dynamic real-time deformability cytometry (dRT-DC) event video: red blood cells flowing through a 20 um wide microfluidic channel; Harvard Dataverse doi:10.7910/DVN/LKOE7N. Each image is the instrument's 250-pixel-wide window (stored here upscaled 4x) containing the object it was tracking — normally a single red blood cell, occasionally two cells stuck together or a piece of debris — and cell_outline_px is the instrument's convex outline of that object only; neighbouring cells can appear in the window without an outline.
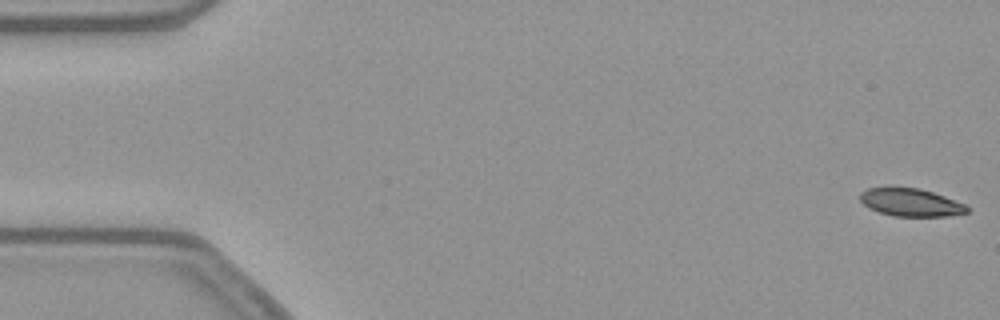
{"species": "common noctule bat (a hibernating species)", "species_latin": "Nyctalus noctula", "temperature_condition": "warm", "stored_images_in_passage": 53, "camera_frame_rate_fps": 3000, "um_per_image_px": 0.085, "animal": {"sex": "female", "body_mass_g": 21.9}, "frame": {"image": 1, "passage_image": 1, "time_ms": 0.0, "image_size_px": [1000, 320], "cell_outline_px": [[968, 212], [948, 216], [892, 216], [868, 208], [860, 200], [860, 192], [868, 188], [892, 184], [920, 188], [944, 196], [964, 204], [968, 208]], "centroid_in_image_um": [77.33, 17.16], "position_along_channel_um": 7.7, "area_um2": 17.86}}
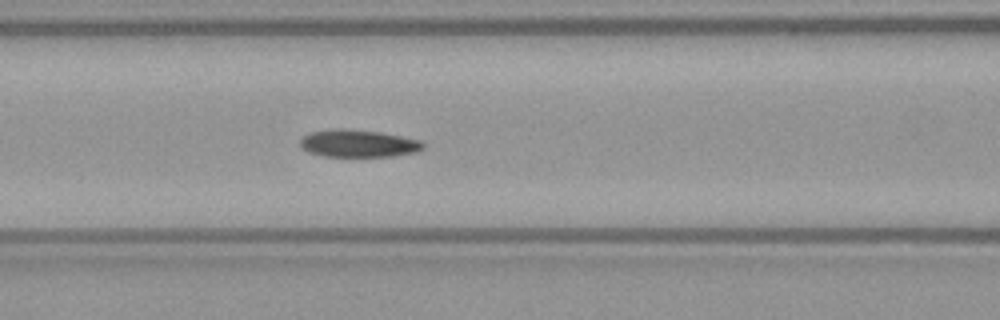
{"frame": {"image": 2, "passage_image": 22, "time_ms": 7.0, "image_size_px": [1000, 320], "cell_outline_px": [[424, 148], [416, 152], [392, 156], [324, 156], [308, 152], [300, 148], [300, 140], [308, 132], [336, 128], [344, 128], [380, 132], [420, 140], [424, 144]], "centroid_in_image_um": [30.41, 12.18], "position_along_channel_um": 136.2, "area_um2": 19.71}}
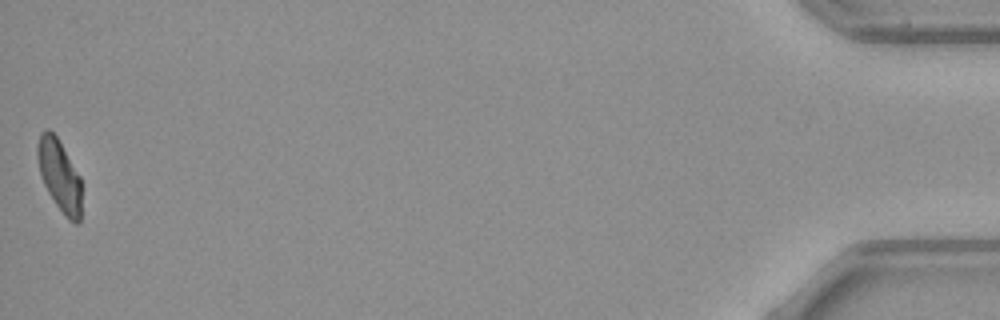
{"frame": {"image": 3, "passage_image": 53, "time_ms": 17.333, "image_size_px": [1000, 320], "cell_outline_px": [[80, 224], [76, 224], [68, 220], [56, 204], [48, 192], [40, 176], [36, 156], [36, 148], [40, 132], [48, 128], [56, 136], [80, 176]], "centroid_in_image_um": [5.02, 14.9], "position_along_channel_um": 430.2, "area_um2": 18.32}, "authors_computed_cell_mechanics": {"area_um2": 19.7098, "velocity_mm_per_s": 3.8646, "shape_relaxation_time_tau1_ms": null, "shape_relaxation_time_tau2_ms": 7.0348, "deformation_change_tau1": null, "deformation_change_tau2": 0.1461}}